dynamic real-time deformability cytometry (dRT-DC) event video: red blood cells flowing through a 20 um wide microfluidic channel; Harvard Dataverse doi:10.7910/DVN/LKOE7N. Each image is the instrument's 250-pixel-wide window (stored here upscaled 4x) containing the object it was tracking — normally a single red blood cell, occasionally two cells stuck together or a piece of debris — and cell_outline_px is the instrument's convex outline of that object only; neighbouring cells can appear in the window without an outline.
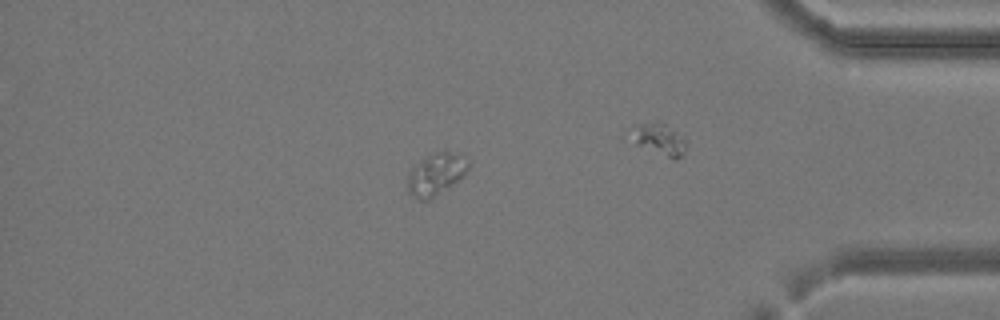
{"species": "common noctule bat (a hibernating species)", "species_latin": "Nyctalus noctula", "temperature_condition": "cold", "stored_images_in_passage": 27, "camera_frame_rate_fps": 3000, "um_per_image_px": 0.085, "animal": {"sex": "female", "body_mass_g": 24.6, "forearm_length_mm": 56.2}, "frame": {"image": 1, "passage_image": 20, "time_ms": 6.333, "image_size_px": [1000, 320], "cell_outline_px": [[468, 168], [464, 176], [448, 188], [428, 200], [420, 200], [408, 192], [408, 176], [412, 168], [420, 160], [444, 148], [460, 152], [468, 160]], "centroid_in_image_um": [37.11, 14.75], "position_along_channel_um": 398.1, "area_um2": 15.09}}